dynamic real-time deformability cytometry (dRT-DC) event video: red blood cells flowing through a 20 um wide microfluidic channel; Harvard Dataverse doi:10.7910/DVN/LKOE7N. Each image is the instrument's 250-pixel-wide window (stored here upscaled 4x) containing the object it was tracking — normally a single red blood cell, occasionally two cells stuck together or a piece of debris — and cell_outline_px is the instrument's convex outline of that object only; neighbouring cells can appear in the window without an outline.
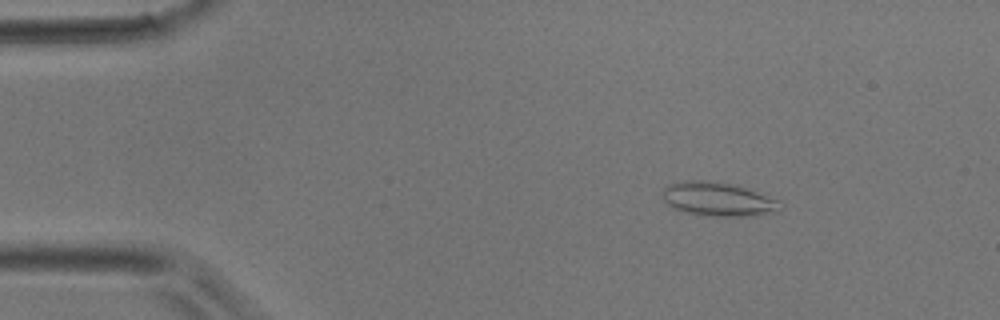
{"species": "common noctule bat (a hibernating species)", "species_latin": "Nyctalus noctula", "temperature_condition": "room temperature", "stored_images_in_passage": 5, "camera_frame_rate_fps": 3000, "um_per_image_px": 0.085, "animal": {"sex": "male", "body_mass_g": 17.9}, "frame": {"image": 1, "passage_image": 1, "time_ms": 0.0, "image_size_px": [1000, 320], "cell_outline_px": [[784, 204], [776, 212], [756, 216], [704, 216], [680, 212], [672, 208], [664, 200], [664, 188], [668, 184], [688, 180], [708, 180], [732, 184], [780, 200]], "centroid_in_image_um": [61.04, 16.95], "position_along_channel_um": 24.0, "area_um2": 23.47}}
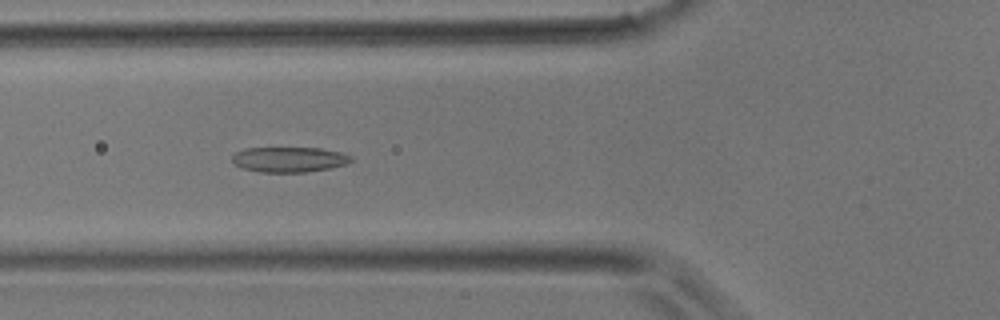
{"frame": {"image": 2, "passage_image": 4, "time_ms": 1.0, "image_size_px": [1000, 320], "cell_outline_px": [[352, 160], [348, 164], [328, 168], [304, 172], [260, 172], [244, 168], [236, 164], [232, 160], [232, 156], [236, 152], [244, 148], [320, 148], [340, 152], [352, 156]], "centroid_in_image_um": [24.59, 13.55], "position_along_channel_um": 101.2, "area_um2": 17.34}}
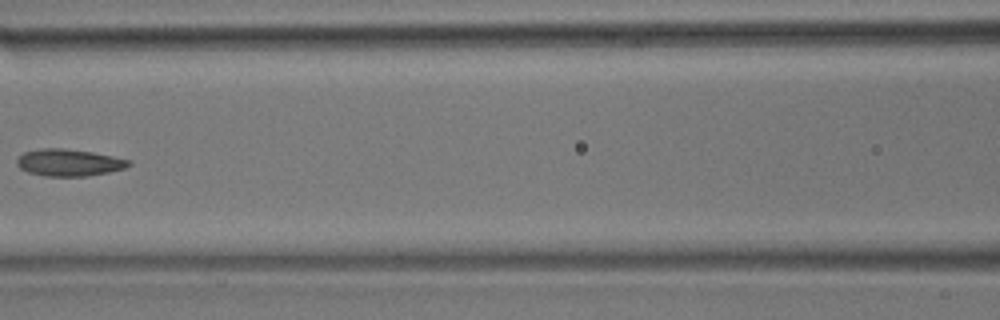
{"frame": {"image": 3, "passage_image": 5, "time_ms": 1.333, "image_size_px": [1000, 320], "cell_outline_px": [[132, 164], [124, 168], [108, 172], [88, 176], [44, 176], [28, 172], [20, 168], [16, 164], [16, 160], [24, 152], [40, 148], [64, 148], [92, 152], [132, 160]], "centroid_in_image_um": [5.86, 13.81], "position_along_channel_um": 160.7, "area_um2": 17.63}}